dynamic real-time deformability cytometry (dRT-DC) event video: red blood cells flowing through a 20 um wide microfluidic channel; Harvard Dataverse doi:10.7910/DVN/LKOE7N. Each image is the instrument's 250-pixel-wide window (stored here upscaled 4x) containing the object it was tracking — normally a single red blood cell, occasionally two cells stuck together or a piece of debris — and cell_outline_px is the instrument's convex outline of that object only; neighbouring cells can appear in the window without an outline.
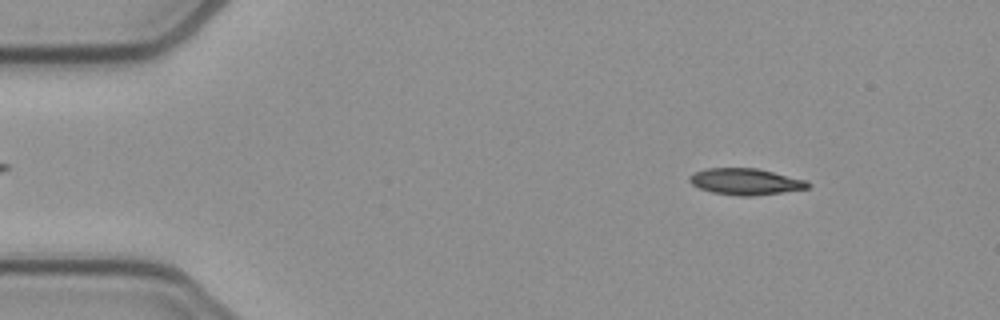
{"species": "common noctule bat (a hibernating species)", "species_latin": "Nyctalus noctula", "temperature_condition": "cold", "stored_images_in_passage": 51, "camera_frame_rate_fps": 3000, "um_per_image_px": 0.085, "animal": {"sex": "female", "body_mass_g": 21.9}, "frame": {"image": 1, "passage_image": 6, "time_ms": 1.667, "image_size_px": [1000, 320], "cell_outline_px": [[812, 184], [808, 188], [752, 196], [740, 196], [712, 192], [700, 188], [692, 184], [688, 180], [688, 176], [696, 172], [708, 168], [756, 168], [804, 180]], "centroid_in_image_um": [63.33, 15.44], "position_along_channel_um": 21.7, "area_um2": 17.86}}
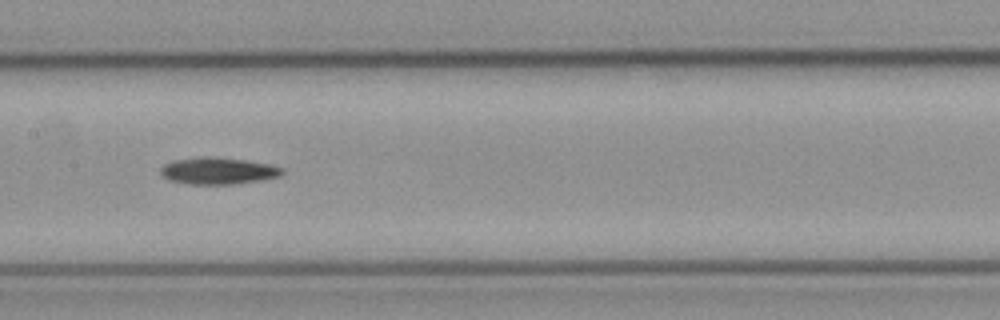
{"frame": {"image": 2, "passage_image": 25, "time_ms": 8.0, "image_size_px": [1000, 320], "cell_outline_px": [[284, 172], [280, 176], [260, 180], [232, 184], [188, 184], [168, 180], [160, 176], [160, 168], [164, 164], [172, 160], [196, 156], [212, 156], [244, 160], [268, 164], [284, 168]], "centroid_in_image_um": [18.46, 14.51], "position_along_channel_um": 188.9, "area_um2": 19.25}}
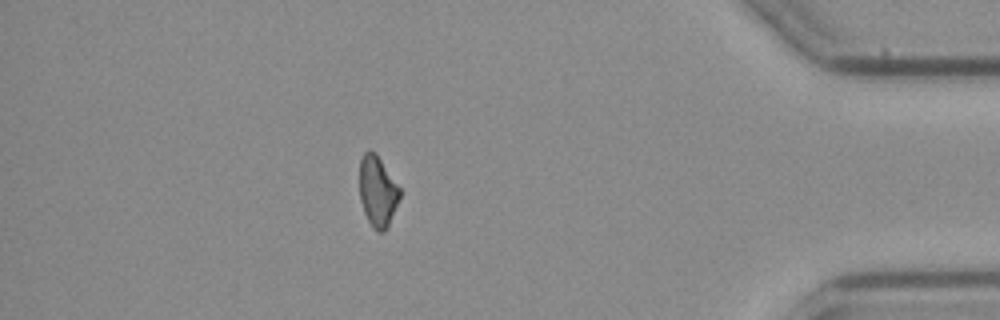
{"frame": {"image": 3, "passage_image": 45, "time_ms": 14.667, "image_size_px": [1000, 320], "cell_outline_px": [[400, 196], [388, 228], [384, 232], [376, 232], [372, 228], [364, 212], [360, 200], [360, 160], [364, 152], [368, 148], [372, 148], [376, 152], [400, 188]], "centroid_in_image_um": [32.09, 16.25], "position_along_channel_um": 403.1, "area_um2": 16.82}, "authors_computed_cell_mechanics": {"area_um2": 18.0336, "velocity_mm_per_s": 3.9041, "shape_relaxation_time_tau1_ms": 6.3385, "shape_relaxation_time_tau2_ms": null, "deformation_change_tau1": 0.1487, "deformation_change_tau2": null}}